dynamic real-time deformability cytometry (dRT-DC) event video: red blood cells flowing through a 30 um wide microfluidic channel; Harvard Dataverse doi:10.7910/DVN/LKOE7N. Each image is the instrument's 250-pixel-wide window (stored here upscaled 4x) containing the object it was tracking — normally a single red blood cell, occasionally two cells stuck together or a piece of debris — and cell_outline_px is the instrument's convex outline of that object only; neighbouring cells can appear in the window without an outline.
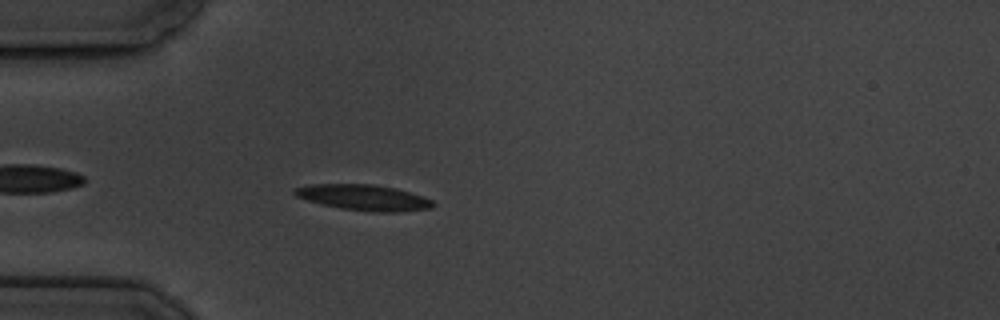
{"species": "common noctule bat (a hibernating species)", "species_latin": "Nyctalus noctula", "temperature_condition": "cold", "stored_images_in_passage": 3, "camera_frame_rate_fps": 3000, "um_per_image_px": 0.085, "animal": {"sex": "male", "body_mass_g": 19.5, "forearm_length_mm": 54.6}, "frame": {"image": 1, "passage_image": 3, "time_ms": 3.333, "image_size_px": [1000, 320], "cell_outline_px": [[436, 204], [432, 208], [400, 212], [372, 212], [340, 208], [320, 204], [296, 196], [292, 192], [292, 188], [308, 184], [372, 184], [396, 188], [432, 200]], "centroid_in_image_um": [30.88, 16.79], "position_along_channel_um": 54.1, "area_um2": 20.87}}